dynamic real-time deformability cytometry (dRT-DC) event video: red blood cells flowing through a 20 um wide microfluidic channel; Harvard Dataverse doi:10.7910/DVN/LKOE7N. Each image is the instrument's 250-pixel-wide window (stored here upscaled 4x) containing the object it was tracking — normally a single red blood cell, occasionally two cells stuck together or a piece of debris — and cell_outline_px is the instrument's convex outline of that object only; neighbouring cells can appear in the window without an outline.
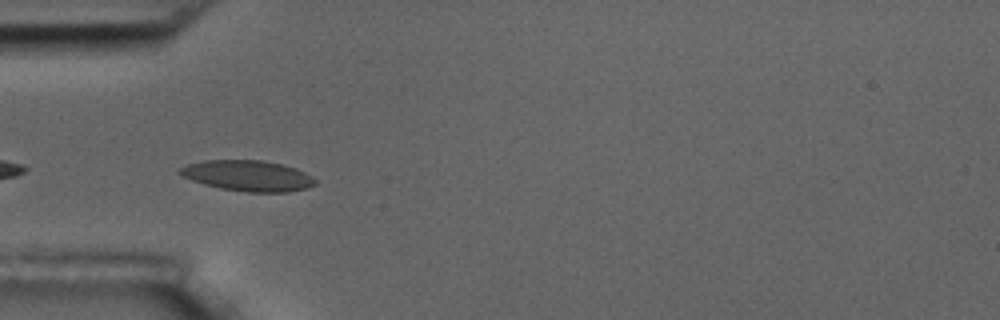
{"species": "common noctule bat (a hibernating species)", "species_latin": "Nyctalus noctula", "temperature_condition": "room temperature", "stored_images_in_passage": 5, "camera_frame_rate_fps": 3000, "um_per_image_px": 0.085, "animal": {"sex": "male", "body_mass_g": 17.5, "forearm_length_mm": 52.3}, "frame": {"image": 1, "passage_image": 4, "time_ms": 4.667, "image_size_px": [1000, 320], "cell_outline_px": [[316, 184], [308, 188], [288, 192], [248, 192], [220, 188], [204, 184], [180, 176], [176, 172], [180, 168], [188, 164], [204, 160], [264, 160], [296, 168], [312, 176], [316, 180]], "centroid_in_image_um": [21.06, 14.94], "position_along_channel_um": 63.9, "area_um2": 24.33}}